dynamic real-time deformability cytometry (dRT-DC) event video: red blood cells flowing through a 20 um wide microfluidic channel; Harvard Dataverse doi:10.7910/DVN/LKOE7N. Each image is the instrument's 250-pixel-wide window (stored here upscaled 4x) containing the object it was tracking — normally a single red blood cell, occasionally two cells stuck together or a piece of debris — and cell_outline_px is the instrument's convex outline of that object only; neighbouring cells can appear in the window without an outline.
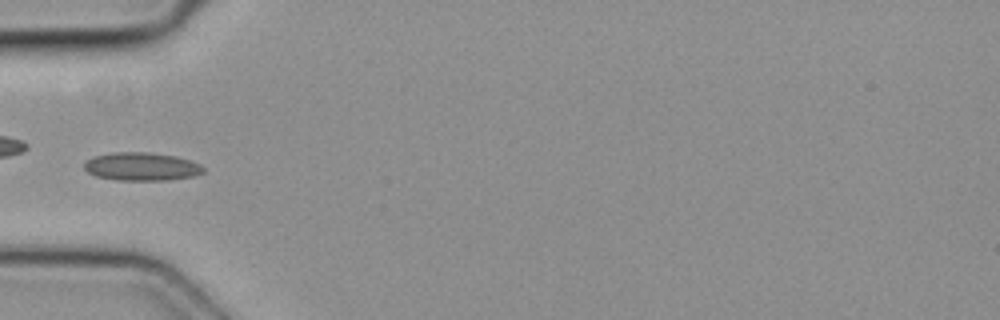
{"species": "common noctule bat (a hibernating species)", "species_latin": "Nyctalus noctula", "temperature_condition": "cold", "stored_images_in_passage": 5, "camera_frame_rate_fps": 3000, "um_per_image_px": 0.085, "animal": {"sex": "female", "body_mass_g": 19.3, "forearm_length_mm": 54.1}, "frame": {"image": 1, "passage_image": 5, "time_ms": 1.333, "image_size_px": [1000, 320], "cell_outline_px": [[204, 172], [196, 176], [168, 180], [116, 180], [96, 176], [88, 172], [84, 168], [84, 160], [92, 156], [112, 152], [148, 152], [176, 156], [200, 164], [204, 168]], "centroid_in_image_um": [12.01, 14.15], "position_along_channel_um": 73.0, "area_um2": 19.77}}